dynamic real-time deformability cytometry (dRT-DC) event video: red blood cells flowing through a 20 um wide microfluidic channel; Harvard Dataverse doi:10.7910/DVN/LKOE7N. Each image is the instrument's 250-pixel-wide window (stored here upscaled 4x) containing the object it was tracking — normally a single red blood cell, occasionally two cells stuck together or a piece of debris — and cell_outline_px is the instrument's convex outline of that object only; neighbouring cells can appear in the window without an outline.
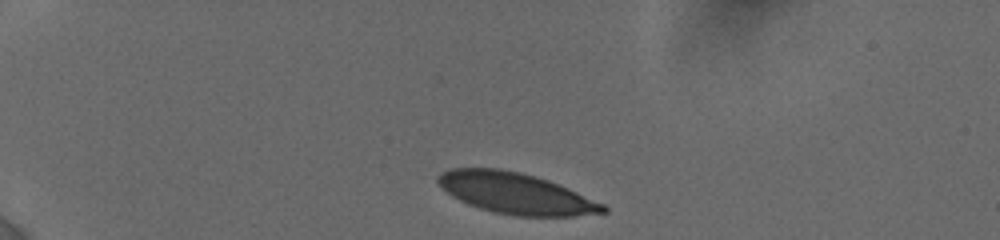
{"species": "human", "species_latin": "Homo sapiens", "temperature_condition": "cold", "stored_images_in_passage": 41, "camera_frame_rate_fps": 3000, "um_per_image_px": 0.085, "donor": {"sex": "female"}, "frame": {"image": 1, "passage_image": 1, "time_ms": 0.0, "image_size_px": [1000, 240], "cell_outline_px": [[608, 212], [572, 216], [516, 216], [492, 212], [468, 204], [452, 196], [436, 180], [436, 176], [452, 168], [500, 168], [520, 172], [536, 176], [548, 180], [568, 188], [604, 204], [608, 208]], "centroid_in_image_um": [43.86, 16.43], "position_along_channel_um": 41.1, "area_um2": 39.3}}
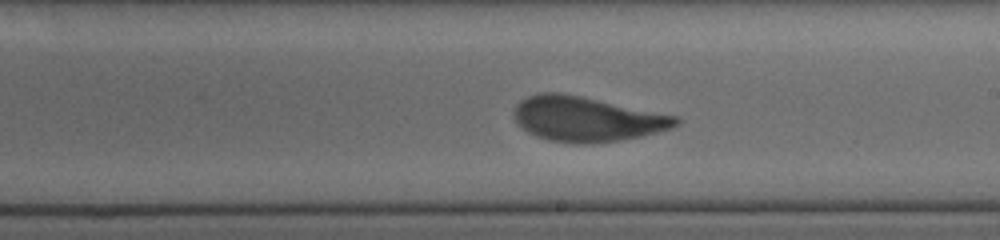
{"frame": {"image": 2, "passage_image": 21, "time_ms": 7.0, "image_size_px": [1000, 240], "cell_outline_px": [[680, 124], [672, 128], [640, 136], [616, 140], [588, 144], [572, 144], [548, 140], [536, 136], [520, 128], [516, 124], [512, 116], [512, 112], [516, 104], [520, 100], [528, 96], [540, 92], [560, 92], [680, 116]], "centroid_in_image_um": [49.83, 10.11], "position_along_channel_um": 239.2, "area_um2": 42.71}}
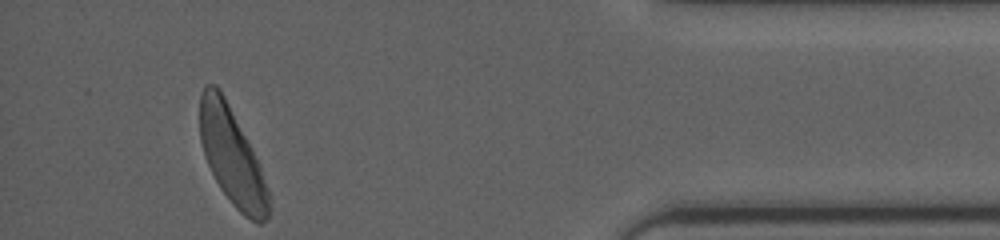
{"frame": {"image": 3, "passage_image": 39, "time_ms": 12.667, "image_size_px": [1000, 240], "cell_outline_px": [[268, 216], [260, 224], [244, 216], [232, 204], [220, 188], [204, 156], [200, 140], [200, 96], [204, 84], [216, 84], [220, 88], [252, 148], [260, 164], [268, 188]], "centroid_in_image_um": [19.7, 13.26], "position_along_channel_um": 415.5, "area_um2": 38.67}, "authors_computed_cell_mechanics": {"area_um2": 41.7894, "velocity_mm_per_s": 3.808, "shape_relaxation_time_tau1_ms": 3.2314, "shape_relaxation_time_tau2_ms": 0.879, "deformation_change_tau1": 0.1553, "deformation_change_tau2": 0.0678}}